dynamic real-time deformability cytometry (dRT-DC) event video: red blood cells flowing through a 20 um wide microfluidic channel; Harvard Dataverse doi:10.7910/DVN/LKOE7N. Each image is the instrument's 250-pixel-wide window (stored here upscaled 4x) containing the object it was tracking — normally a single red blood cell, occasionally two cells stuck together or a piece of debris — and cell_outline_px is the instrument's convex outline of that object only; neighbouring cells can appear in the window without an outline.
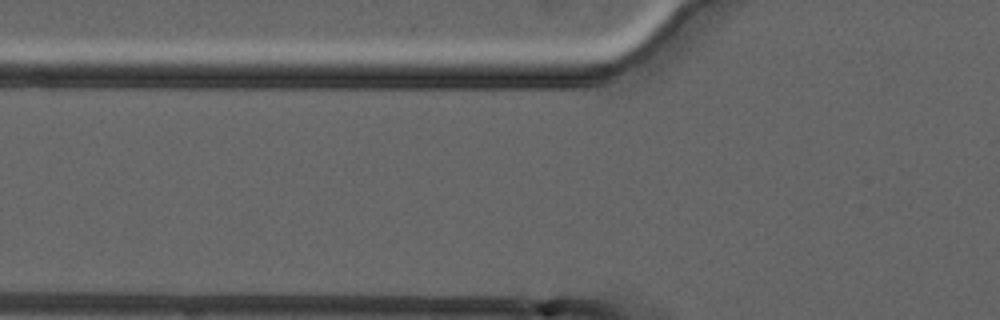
{"species": "common noctule bat (a hibernating species)", "species_latin": "Nyctalus noctula", "temperature_condition": "cold", "stored_images_in_passage": 3, "camera_frame_rate_fps": 3000, "um_per_image_px": 0.085, "animal": {"sex": "male", "forearm_length_mm": 52.5}, "frame": {"image": 1, "passage_image": 2, "time_ms": 1.333, "image_size_px": [1000, 320], "cell_outline_px": [[600, 64], [592, 84], [572, 88], [456, 88], [456, 84], [592, 64]], "centroid_in_image_um": [46.03, 6.74], "position_along_channel_um": 79.8, "area_um2": 14.05}}